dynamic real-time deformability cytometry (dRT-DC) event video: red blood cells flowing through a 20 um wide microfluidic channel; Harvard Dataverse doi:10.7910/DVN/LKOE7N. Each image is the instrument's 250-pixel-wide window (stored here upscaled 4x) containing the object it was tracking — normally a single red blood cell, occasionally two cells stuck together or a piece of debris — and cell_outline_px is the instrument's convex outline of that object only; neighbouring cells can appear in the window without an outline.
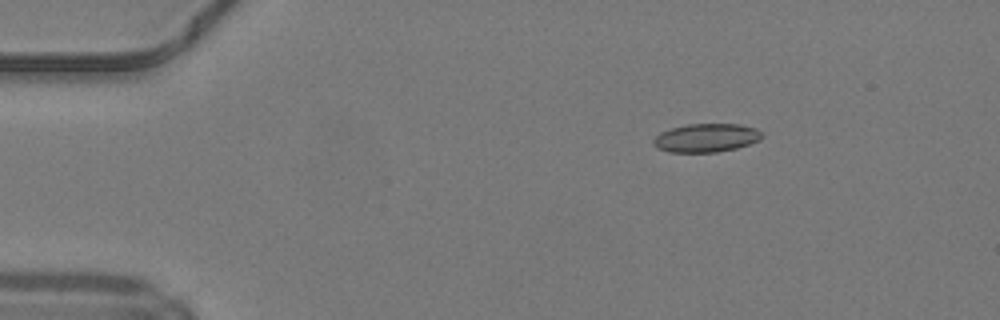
{"species": "common noctule bat (a hibernating species)", "species_latin": "Nyctalus noctula", "temperature_condition": "warm", "stored_images_in_passage": 42, "camera_frame_rate_fps": 3000, "um_per_image_px": 0.085, "animal": {"sex": "male", "body_mass_g": 19.2, "forearm_length_mm": 51.8}, "frame": {"image": 1, "passage_image": 1, "time_ms": 0.0, "image_size_px": [1000, 320], "cell_outline_px": [[764, 136], [760, 140], [736, 148], [716, 152], [668, 152], [656, 148], [652, 144], [652, 140], [660, 132], [672, 128], [688, 124], [740, 124], [756, 128]], "centroid_in_image_um": [60.01, 11.72], "position_along_channel_um": 25.0, "area_um2": 18.09}}
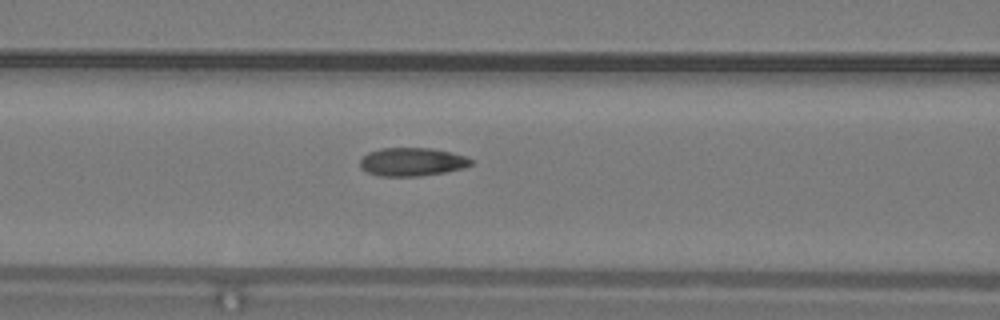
{"frame": {"image": 2, "passage_image": 14, "time_ms": 4.333, "image_size_px": [1000, 320], "cell_outline_px": [[472, 164], [464, 168], [444, 172], [420, 176], [380, 176], [368, 172], [360, 168], [360, 160], [368, 152], [380, 148], [432, 148], [452, 152], [464, 156], [472, 160]], "centroid_in_image_um": [35.02, 13.75], "position_along_channel_um": 131.6, "area_um2": 18.32}}
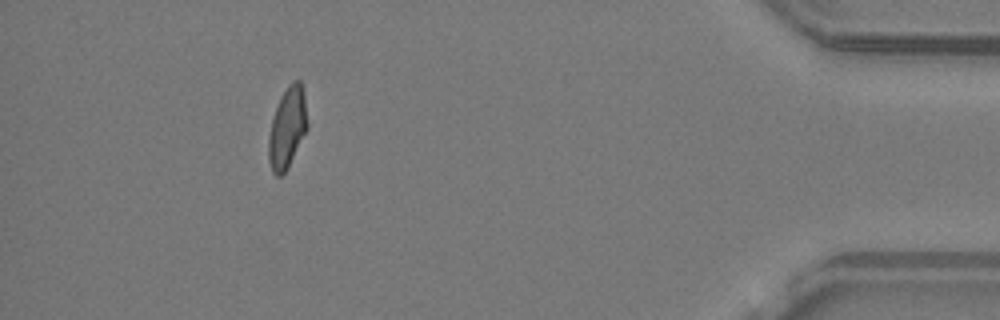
{"frame": {"image": 3, "passage_image": 38, "time_ms": 12.333, "image_size_px": [1000, 320], "cell_outline_px": [[308, 128], [288, 168], [280, 176], [276, 176], [272, 172], [268, 160], [268, 140], [272, 120], [280, 96], [288, 84], [292, 80], [300, 80], [304, 92], [308, 124]], "centroid_in_image_um": [24.43, 10.85], "position_along_channel_um": 410.8, "area_um2": 18.44}, "authors_computed_cell_mechanics": {"area_um2": 18.4382, "velocity_mm_per_s": 4.2217, "shape_relaxation_time_tau1_ms": null, "shape_relaxation_time_tau2_ms": 1.9168, "deformation_change_tau1": null, "deformation_change_tau2": 0.0861}}